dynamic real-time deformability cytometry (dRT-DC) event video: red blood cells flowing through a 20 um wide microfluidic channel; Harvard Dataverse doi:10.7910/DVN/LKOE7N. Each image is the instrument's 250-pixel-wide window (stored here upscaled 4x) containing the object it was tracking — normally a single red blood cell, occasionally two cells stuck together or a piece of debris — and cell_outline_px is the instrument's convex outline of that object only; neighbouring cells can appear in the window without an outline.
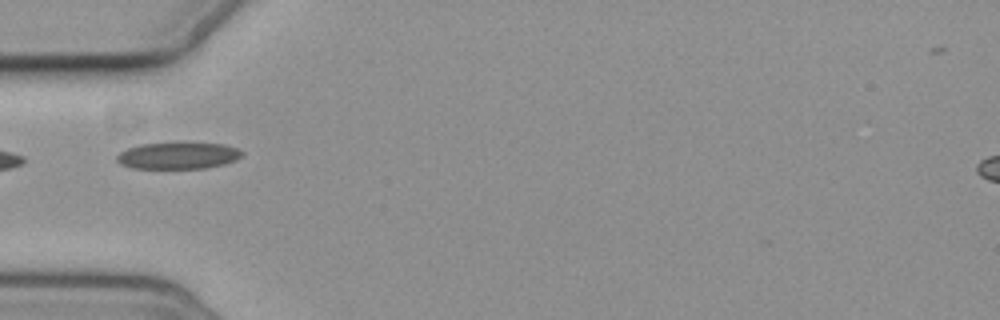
{"species": "common noctule bat (a hibernating species)", "species_latin": "Nyctalus noctula", "temperature_condition": "cold", "stored_images_in_passage": 3, "camera_frame_rate_fps": 3000, "um_per_image_px": 0.085, "animal": {"sex": "female", "body_mass_g": 19.3, "forearm_length_mm": 54.1}, "frame": {"image": 1, "passage_image": 1, "time_ms": 0.0, "image_size_px": [1000, 320], "cell_outline_px": [[244, 156], [236, 160], [224, 164], [204, 168], [132, 168], [120, 164], [116, 160], [116, 156], [120, 152], [128, 148], [140, 144], [224, 144], [236, 148], [244, 152]], "centroid_in_image_um": [15.14, 13.25], "position_along_channel_um": 69.9, "area_um2": 19.13}}
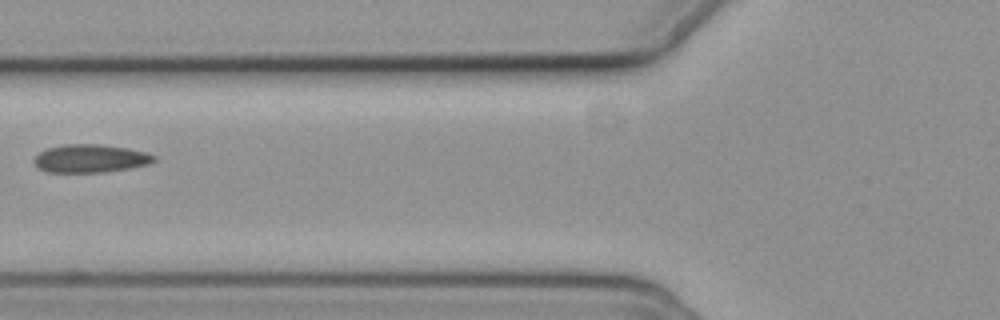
{"frame": {"image": 2, "passage_image": 2, "time_ms": 1.333, "image_size_px": [1000, 320], "cell_outline_px": [[156, 160], [148, 164], [108, 172], [48, 172], [36, 168], [32, 160], [40, 152], [48, 148], [64, 144], [100, 144], [128, 148], [144, 152], [156, 156]], "centroid_in_image_um": [7.65, 13.47], "position_along_channel_um": 118.1, "area_um2": 19.71}}
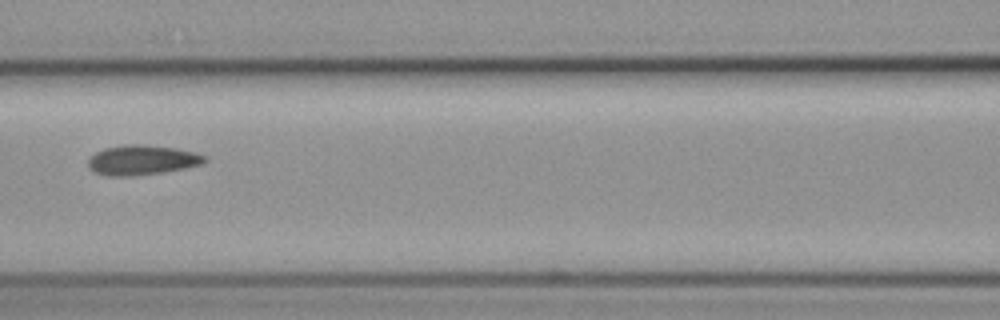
{"frame": {"image": 3, "passage_image": 3, "time_ms": 2.333, "image_size_px": [1000, 320], "cell_outline_px": [[208, 160], [200, 164], [184, 168], [160, 172], [132, 176], [108, 176], [96, 172], [88, 168], [88, 156], [104, 148], [124, 144], [144, 144], [176, 148], [196, 152], [208, 156]], "centroid_in_image_um": [12.06, 13.58], "position_along_channel_um": 154.5, "area_um2": 20.4}}